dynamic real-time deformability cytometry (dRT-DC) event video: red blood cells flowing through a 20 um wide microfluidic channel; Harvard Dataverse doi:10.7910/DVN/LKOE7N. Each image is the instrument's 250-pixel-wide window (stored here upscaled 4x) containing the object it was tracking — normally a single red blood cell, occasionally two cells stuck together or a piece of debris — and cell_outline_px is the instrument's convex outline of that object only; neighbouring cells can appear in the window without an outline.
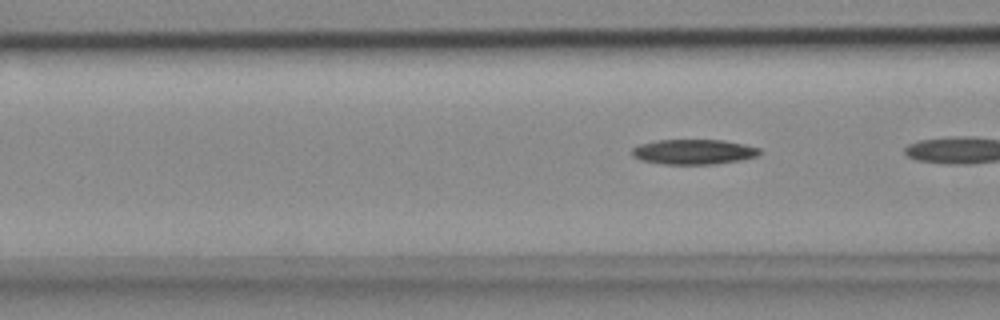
{"species": "common noctule bat (a hibernating species)", "species_latin": "Nyctalus noctula", "temperature_condition": "cold", "stored_images_in_passage": 5, "camera_frame_rate_fps": 3000, "um_per_image_px": 0.085, "animal": {"sex": "female", "body_mass_g": 18.4}, "frame": {"image": 1, "passage_image": 5, "time_ms": 1.333, "image_size_px": [1000, 320], "cell_outline_px": [[760, 152], [756, 156], [740, 160], [712, 164], [664, 164], [640, 160], [632, 156], [632, 148], [640, 144], [656, 140], [724, 140], [744, 144], [760, 148]], "centroid_in_image_um": [58.93, 12.9], "position_along_channel_um": 107.7, "area_um2": 18.55}}